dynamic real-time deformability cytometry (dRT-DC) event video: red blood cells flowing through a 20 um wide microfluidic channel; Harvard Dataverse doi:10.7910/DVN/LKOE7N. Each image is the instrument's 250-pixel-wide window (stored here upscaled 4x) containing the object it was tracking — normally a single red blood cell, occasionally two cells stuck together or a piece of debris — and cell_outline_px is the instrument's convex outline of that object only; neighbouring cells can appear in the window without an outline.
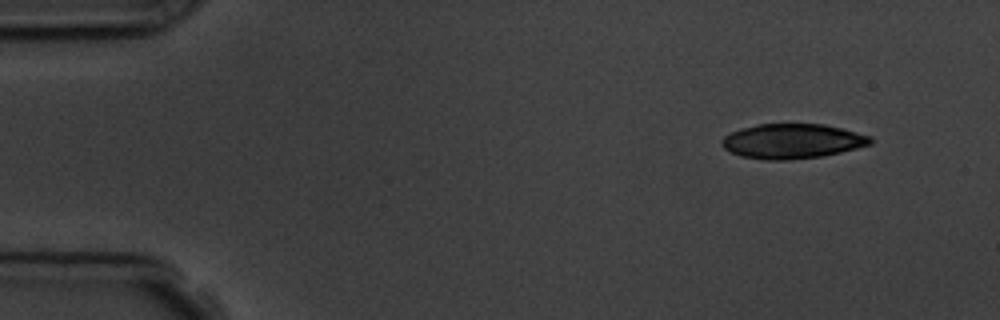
{"species": "common noctule bat (a hibernating species)", "species_latin": "Nyctalus noctula", "temperature_condition": "room temperature", "stored_images_in_passage": 5, "camera_frame_rate_fps": 3000, "um_per_image_px": 0.085, "animal": {"sex": "male", "body_mass_g": 19.5, "forearm_length_mm": 54.6}, "frame": {"image": 1, "passage_image": 1, "time_ms": 0.0, "image_size_px": [1000, 320], "cell_outline_px": [[872, 144], [840, 152], [820, 156], [788, 160], [764, 160], [740, 156], [724, 148], [720, 144], [720, 140], [724, 136], [740, 128], [756, 124], [824, 124], [872, 136]], "centroid_in_image_um": [67.31, 12.0], "position_along_channel_um": 17.7, "area_um2": 30.11}}